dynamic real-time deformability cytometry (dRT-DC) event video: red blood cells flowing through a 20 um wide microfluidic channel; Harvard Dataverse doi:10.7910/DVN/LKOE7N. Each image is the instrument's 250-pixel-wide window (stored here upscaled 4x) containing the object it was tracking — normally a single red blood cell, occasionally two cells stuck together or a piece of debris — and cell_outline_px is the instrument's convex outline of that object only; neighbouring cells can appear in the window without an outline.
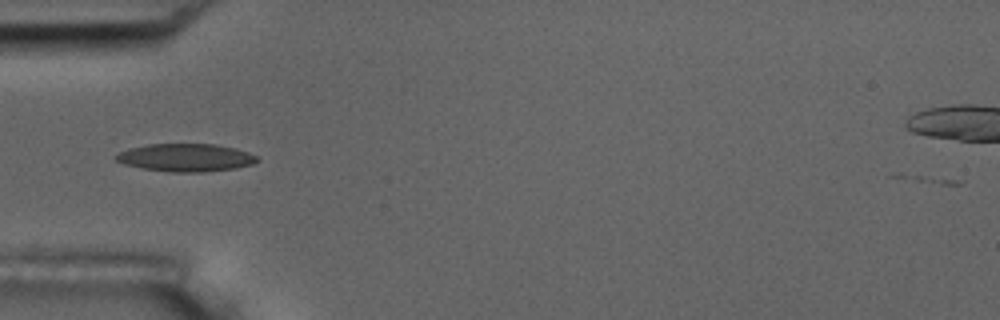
{"species": "common noctule bat (a hibernating species)", "species_latin": "Nyctalus noctula", "temperature_condition": "room temperature", "stored_images_in_passage": 4, "camera_frame_rate_fps": 3000, "um_per_image_px": 0.085, "animal": {"sex": "male", "body_mass_g": 17.5, "forearm_length_mm": 52.3}, "frame": {"image": 1, "passage_image": 1, "time_ms": 0.0, "image_size_px": [1000, 320], "cell_outline_px": [[260, 160], [252, 164], [236, 168], [200, 172], [168, 172], [140, 168], [124, 164], [116, 160], [112, 156], [128, 148], [148, 144], [216, 144], [248, 152], [256, 156]], "centroid_in_image_um": [15.74, 13.4], "position_along_channel_um": 69.3, "area_um2": 22.95}}
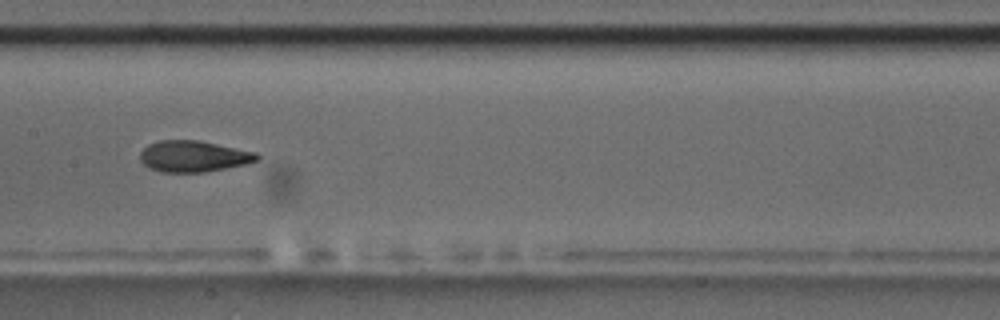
{"frame": {"image": 2, "passage_image": 4, "time_ms": 3.333, "image_size_px": [1000, 320], "cell_outline_px": [[260, 160], [248, 164], [204, 172], [160, 172], [148, 168], [140, 160], [140, 152], [148, 144], [160, 140], [200, 140], [256, 152], [260, 156]], "centroid_in_image_um": [16.47, 13.28], "position_along_channel_um": 190.9, "area_um2": 21.5}}